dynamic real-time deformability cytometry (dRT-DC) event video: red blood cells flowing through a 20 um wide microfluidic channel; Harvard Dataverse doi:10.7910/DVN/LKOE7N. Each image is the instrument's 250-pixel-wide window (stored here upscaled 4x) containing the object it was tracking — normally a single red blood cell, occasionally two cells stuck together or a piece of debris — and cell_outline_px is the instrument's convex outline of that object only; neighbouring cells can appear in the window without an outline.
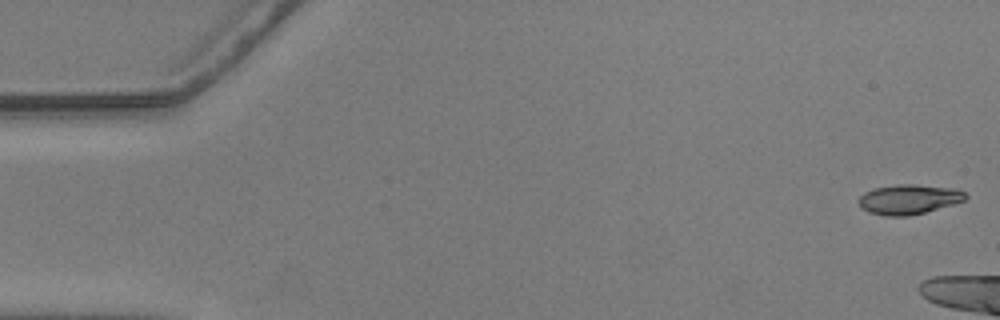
{"species": "common noctule bat (a hibernating species)", "species_latin": "Nyctalus noctula", "temperature_condition": "warm", "stored_images_in_passage": 7, "camera_frame_rate_fps": 3000, "um_per_image_px": 0.085, "animal": {"sex": "male", "body_mass_g": 20.5, "forearm_length_mm": 52.5}, "frame": {"image": 1, "passage_image": 1, "time_ms": 0.0, "image_size_px": [1000, 320], "cell_outline_px": [[968, 196], [964, 200], [952, 204], [924, 212], [908, 216], [884, 216], [868, 212], [860, 208], [856, 200], [864, 192], [876, 188], [896, 184], [912, 184], [956, 188], [964, 192]], "centroid_in_image_um": [77.19, 16.94], "position_along_channel_um": 7.8, "area_um2": 18.61}}